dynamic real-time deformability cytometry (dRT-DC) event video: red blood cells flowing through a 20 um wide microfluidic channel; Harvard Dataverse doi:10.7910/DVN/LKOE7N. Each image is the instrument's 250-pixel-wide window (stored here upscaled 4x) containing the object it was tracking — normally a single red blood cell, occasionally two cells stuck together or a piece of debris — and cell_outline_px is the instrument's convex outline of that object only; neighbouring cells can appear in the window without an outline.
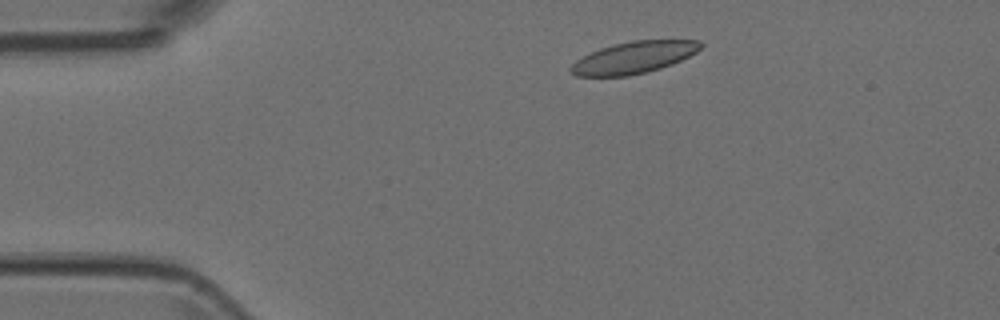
{"species": "Egyptian fruit bat (a non-hibernating species)", "species_latin": "Rousettus aegyptiacus", "temperature_condition": "room temperature", "stored_images_in_passage": 7, "camera_frame_rate_fps": 3000, "um_per_image_px": 0.085, "animal": {"sex": "female"}, "frame": {"image": 1, "passage_image": 2, "time_ms": 0.333, "image_size_px": [1000, 320], "cell_outline_px": [[704, 44], [696, 52], [672, 64], [648, 72], [628, 76], [576, 76], [568, 68], [576, 60], [600, 48], [612, 44], [632, 40], [700, 40]], "centroid_in_image_um": [53.87, 4.88], "position_along_channel_um": 31.1, "area_um2": 24.04}}
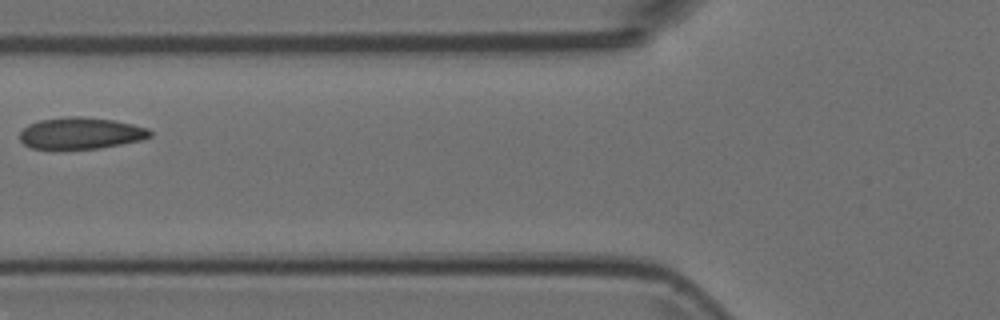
{"frame": {"image": 2, "passage_image": 5, "time_ms": 1.333, "image_size_px": [1000, 320], "cell_outline_px": [[152, 136], [144, 140], [100, 148], [32, 148], [24, 144], [20, 140], [20, 132], [28, 124], [40, 120], [64, 116], [80, 116], [112, 120], [132, 124], [148, 128], [152, 132]], "centroid_in_image_um": [6.89, 11.31], "position_along_channel_um": 118.9, "area_um2": 23.93}}
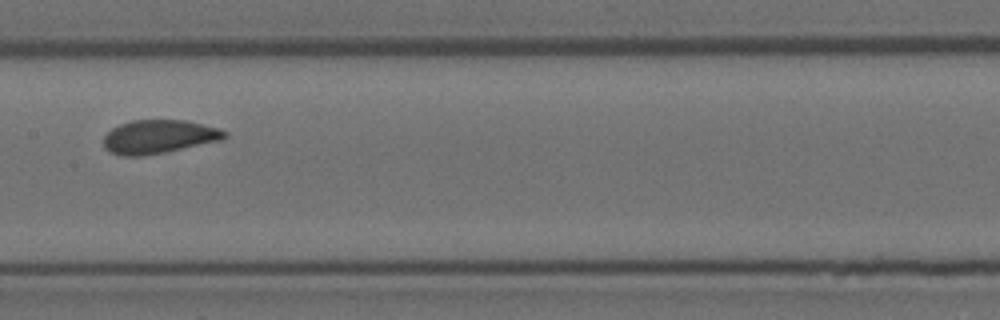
{"frame": {"image": 3, "passage_image": 7, "time_ms": 2.0, "image_size_px": [1000, 320], "cell_outline_px": [[228, 136], [220, 140], [164, 152], [144, 156], [120, 156], [108, 152], [104, 148], [104, 136], [112, 128], [120, 124], [132, 120], [188, 120], [220, 128], [228, 132]], "centroid_in_image_um": [13.49, 11.62], "position_along_channel_um": 193.9, "area_um2": 23.81}}